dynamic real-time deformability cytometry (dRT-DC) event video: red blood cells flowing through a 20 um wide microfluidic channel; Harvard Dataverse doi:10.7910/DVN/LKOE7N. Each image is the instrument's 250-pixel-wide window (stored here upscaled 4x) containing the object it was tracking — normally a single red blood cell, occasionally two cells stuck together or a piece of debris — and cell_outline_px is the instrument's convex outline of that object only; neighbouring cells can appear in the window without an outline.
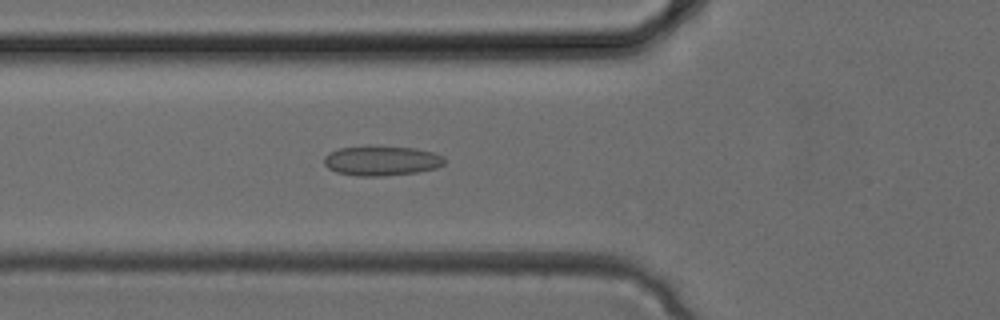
{"species": "common noctule bat (a hibernating species)", "species_latin": "Nyctalus noctula", "temperature_condition": "cold", "stored_images_in_passage": 27, "camera_frame_rate_fps": 3000, "um_per_image_px": 0.085, "animal": {"sex": "female", "body_mass_g": 24.6, "forearm_length_mm": 56.2}, "frame": {"image": 1, "passage_image": 5, "time_ms": 1.333, "image_size_px": [1000, 320], "cell_outline_px": [[444, 164], [436, 168], [416, 172], [384, 176], [356, 176], [336, 172], [328, 168], [324, 164], [324, 156], [328, 152], [340, 148], [368, 144], [416, 148], [432, 152], [444, 156]], "centroid_in_image_um": [32.39, 13.63], "position_along_channel_um": 93.4, "area_um2": 21.44}}
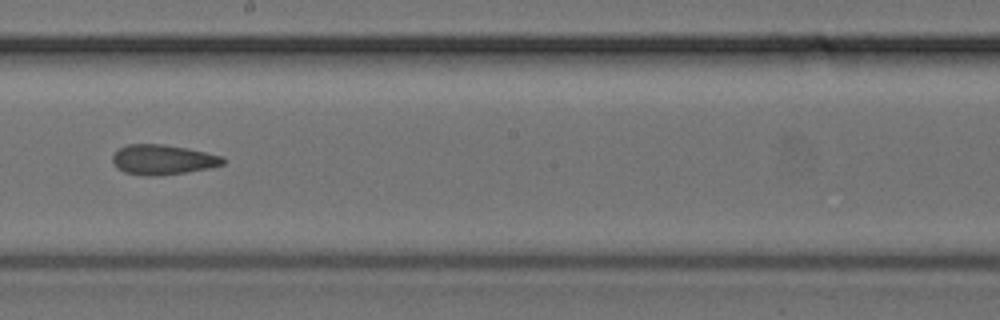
{"frame": {"image": 2, "passage_image": 12, "time_ms": 3.667, "image_size_px": [1000, 320], "cell_outline_px": [[228, 160], [224, 164], [208, 168], [160, 176], [148, 176], [124, 172], [116, 168], [112, 160], [112, 156], [120, 148], [128, 144], [164, 144], [188, 148], [224, 156]], "centroid_in_image_um": [13.87, 13.57], "position_along_channel_um": 234.3, "area_um2": 19.42}}
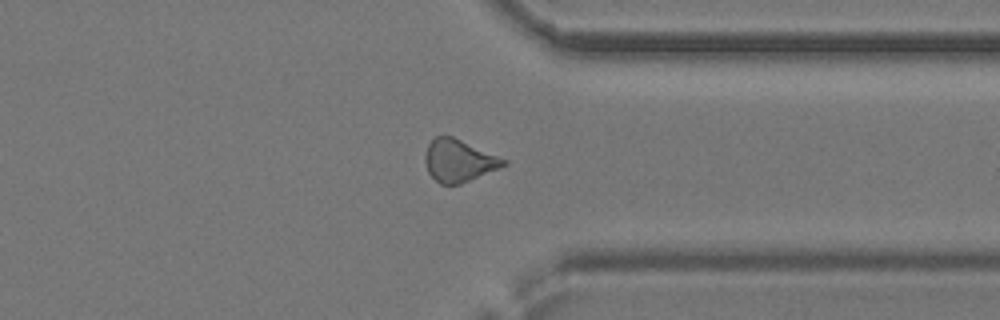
{"frame": {"image": 3, "passage_image": 19, "time_ms": 6.0, "image_size_px": [1000, 320], "cell_outline_px": [[508, 164], [500, 168], [460, 184], [440, 184], [428, 172], [424, 160], [424, 156], [428, 144], [436, 136], [452, 136], [508, 160]], "centroid_in_image_um": [39.0, 13.66], "position_along_channel_um": 372.4, "area_um2": 19.25}}